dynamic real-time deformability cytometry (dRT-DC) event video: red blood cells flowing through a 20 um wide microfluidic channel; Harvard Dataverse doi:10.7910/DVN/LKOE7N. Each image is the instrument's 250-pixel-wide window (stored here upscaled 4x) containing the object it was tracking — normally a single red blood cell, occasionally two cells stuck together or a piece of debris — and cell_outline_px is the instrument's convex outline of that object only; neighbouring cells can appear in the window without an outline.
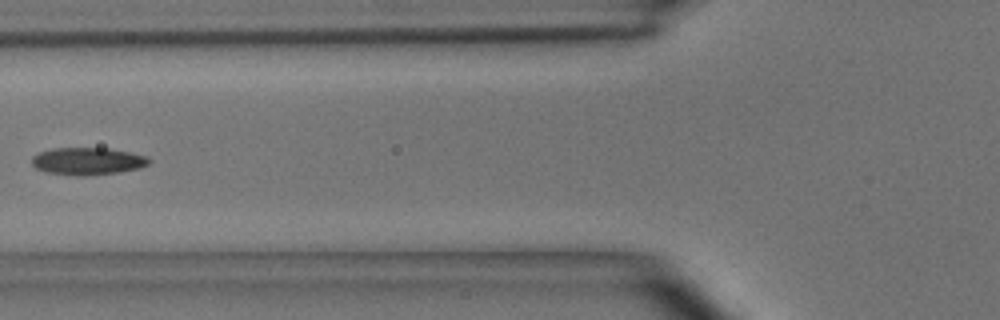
{"species": "common noctule bat (a hibernating species)", "species_latin": "Nyctalus noctula", "temperature_condition": "room temperature", "stored_images_in_passage": 4, "camera_frame_rate_fps": 3000, "um_per_image_px": 0.085, "animal": {"sex": "male", "body_mass_g": 15.6}, "frame": {"image": 1, "passage_image": 4, "time_ms": 1.0, "image_size_px": [1000, 320], "cell_outline_px": [[152, 160], [148, 164], [140, 168], [120, 172], [88, 176], [76, 176], [48, 172], [36, 168], [32, 164], [32, 156], [40, 152], [52, 148], [108, 148], [148, 156]], "centroid_in_image_um": [7.47, 13.7], "position_along_channel_um": 118.3, "area_um2": 18.79}}